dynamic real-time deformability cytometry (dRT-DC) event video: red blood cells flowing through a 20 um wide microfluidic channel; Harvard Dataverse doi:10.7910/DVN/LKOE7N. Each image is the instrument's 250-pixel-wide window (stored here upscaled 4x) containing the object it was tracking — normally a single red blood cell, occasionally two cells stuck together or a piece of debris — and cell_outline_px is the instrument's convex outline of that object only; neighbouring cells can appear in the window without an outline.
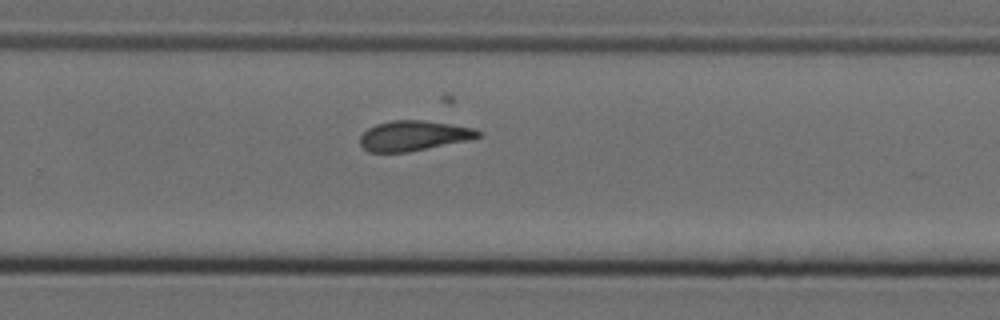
{"species": "Egyptian fruit bat (a non-hibernating species)", "species_latin": "Rousettus aegyptiacus", "temperature_condition": "cold", "stored_images_in_passage": 12, "segment_of_instrument_passage": [2, 2], "camera_frame_rate_fps": 3000, "um_per_image_px": 0.085, "animal": {"sex": "female"}, "frame": {"image": 1, "passage_image": 12, "time_ms": 3.667, "image_size_px": [1000, 320], "cell_outline_px": [[480, 136], [468, 140], [408, 152], [368, 152], [360, 144], [360, 136], [368, 128], [376, 124], [392, 120], [424, 120], [476, 128], [480, 132]], "centroid_in_image_um": [35.14, 11.53], "position_along_channel_um": 294.7, "area_um2": 20.63}}